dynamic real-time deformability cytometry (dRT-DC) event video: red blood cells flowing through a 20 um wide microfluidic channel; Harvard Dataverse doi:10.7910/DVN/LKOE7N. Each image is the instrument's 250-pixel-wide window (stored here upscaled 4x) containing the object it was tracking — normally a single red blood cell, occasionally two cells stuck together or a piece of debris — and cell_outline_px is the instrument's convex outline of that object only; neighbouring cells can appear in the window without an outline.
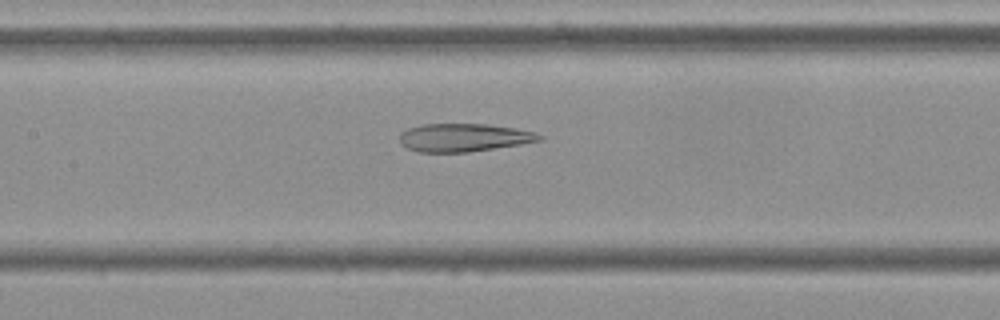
{"species": "Egyptian fruit bat (a non-hibernating species)", "species_latin": "Rousettus aegyptiacus", "temperature_condition": "cold", "stored_images_in_passage": 55, "camera_frame_rate_fps": 3000, "um_per_image_px": 0.085, "frame": {"image": 1, "passage_image": 25, "time_ms": 8.0, "image_size_px": [1000, 320], "cell_outline_px": [[544, 140], [520, 144], [468, 152], [420, 152], [408, 148], [400, 144], [400, 132], [408, 128], [424, 124], [488, 124], [516, 128], [536, 132], [544, 136]], "centroid_in_image_um": [39.45, 11.69], "position_along_channel_um": 168.0, "area_um2": 22.95}}
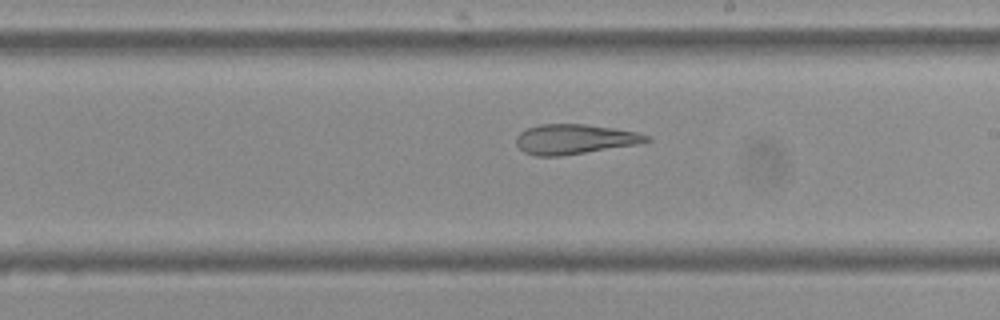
{"frame": {"image": 2, "passage_image": 31, "time_ms": 10.0, "image_size_px": [1000, 320], "cell_outline_px": [[652, 140], [640, 144], [560, 156], [536, 156], [524, 152], [516, 144], [516, 136], [524, 128], [540, 124], [584, 124], [612, 128], [636, 132], [652, 136]], "centroid_in_image_um": [48.84, 11.83], "position_along_channel_um": 240.2, "area_um2": 22.83}}
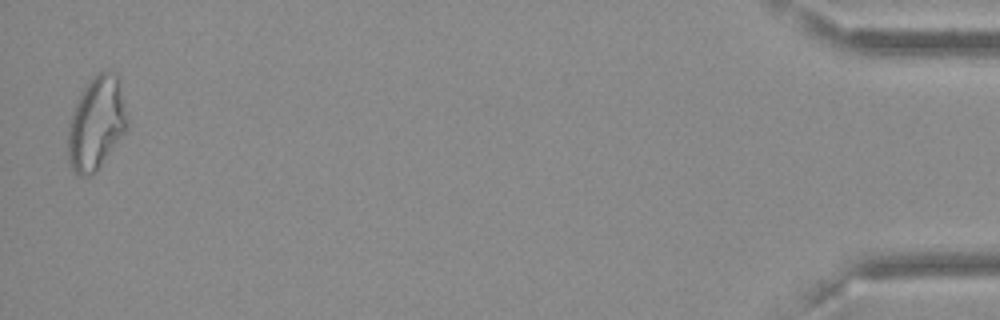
{"frame": {"image": 3, "passage_image": 54, "time_ms": 17.667, "image_size_px": [1000, 320], "cell_outline_px": [[128, 128], [96, 172], [88, 176], [76, 176], [68, 160], [68, 128], [76, 104], [88, 80], [100, 72], [116, 72], [128, 116]], "centroid_in_image_um": [8.2, 10.52], "position_along_channel_um": 427.0, "area_um2": 31.96}, "authors_computed_cell_mechanics": {"area_um2": 27.9752, "velocity_mm_per_s": 3.6203, "shape_relaxation_time_tau1_ms": null, "shape_relaxation_time_tau2_ms": 3.7077, "deformation_change_tau1": null, "deformation_change_tau2": 0.1301}}